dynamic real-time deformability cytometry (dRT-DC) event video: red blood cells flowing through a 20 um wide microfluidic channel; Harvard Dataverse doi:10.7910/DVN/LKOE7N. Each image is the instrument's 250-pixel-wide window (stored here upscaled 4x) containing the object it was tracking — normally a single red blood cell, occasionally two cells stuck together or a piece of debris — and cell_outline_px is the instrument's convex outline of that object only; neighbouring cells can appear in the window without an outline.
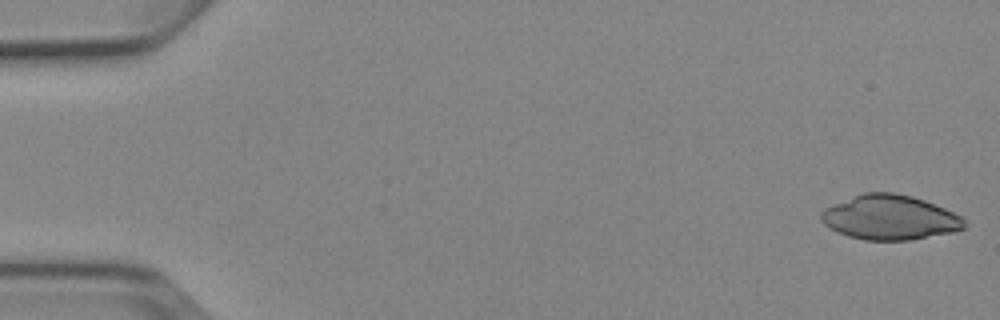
{"species": "Egyptian fruit bat (a non-hibernating species)", "species_latin": "Rousettus aegyptiacus", "temperature_condition": "cold", "stored_images_in_passage": 5, "camera_frame_rate_fps": 3000, "um_per_image_px": 0.085, "animal": {"sex": "female"}, "frame": {"image": 1, "passage_image": 1, "time_ms": 0.0, "image_size_px": [1000, 320], "cell_outline_px": [[968, 224], [964, 228], [956, 232], [908, 240], [864, 240], [848, 236], [824, 224], [820, 220], [820, 212], [824, 208], [832, 204], [864, 192], [896, 192], [912, 196], [924, 200], [964, 216]], "centroid_in_image_um": [75.68, 18.48], "position_along_channel_um": 9.3, "area_um2": 37.57}}